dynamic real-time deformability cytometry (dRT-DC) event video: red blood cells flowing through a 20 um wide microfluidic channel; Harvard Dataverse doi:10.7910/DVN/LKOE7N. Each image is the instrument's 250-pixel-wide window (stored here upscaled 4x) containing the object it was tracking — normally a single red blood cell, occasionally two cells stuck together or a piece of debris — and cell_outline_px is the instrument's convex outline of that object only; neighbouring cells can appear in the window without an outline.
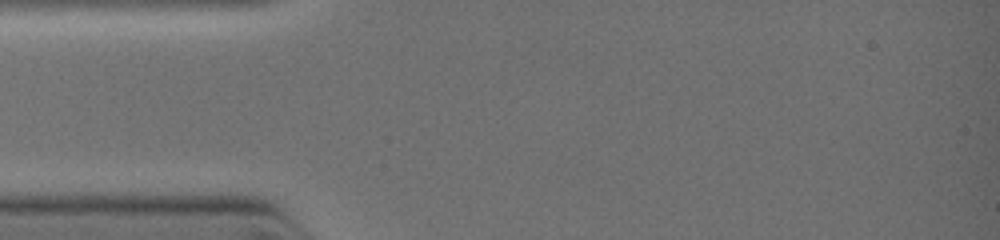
{"species": "common noctule bat (a hibernating species)", "species_latin": "Nyctalus noctula", "temperature_condition": "warm", "stored_images_in_passage": 1, "camera_frame_rate_fps": 3000, "um_per_image_px": 0.085, "animal": {"sex": "female", "body_mass_g": 19.0, "forearm_length_mm": 51.5}, "frame": {"image": 1, "passage_image": 1, "time_ms": 0.0, "image_size_px": [1000, 240], "cell_outline_px": [[252, 196], [248, 204], [116, 204], [100, 200], [100, 196], [112, 192], [132, 192]], "centroid_in_image_um": [14.63, 16.89], "position_along_channel_um": 70.4, "area_um2": 10.92}}